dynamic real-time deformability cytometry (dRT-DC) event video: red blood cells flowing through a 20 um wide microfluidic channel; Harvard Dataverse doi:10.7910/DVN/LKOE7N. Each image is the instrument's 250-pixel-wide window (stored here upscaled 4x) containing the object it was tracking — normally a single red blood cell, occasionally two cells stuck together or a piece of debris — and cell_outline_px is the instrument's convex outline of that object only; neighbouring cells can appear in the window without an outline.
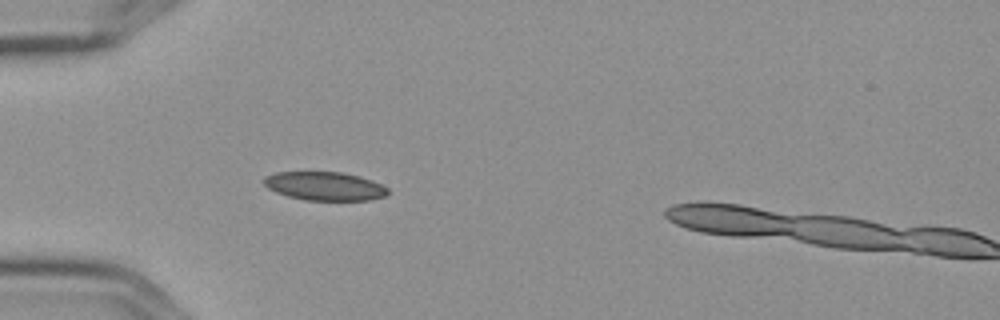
{"species": "Egyptian fruit bat (a non-hibernating species)", "species_latin": "Rousettus aegyptiacus", "temperature_condition": "cold", "stored_images_in_passage": 6, "camera_frame_rate_fps": 3000, "um_per_image_px": 0.085, "frame": {"image": 1, "passage_image": 5, "time_ms": 1.333, "image_size_px": [1000, 320], "cell_outline_px": [[388, 192], [384, 196], [368, 200], [304, 200], [288, 196], [276, 192], [268, 188], [264, 184], [264, 176], [276, 172], [344, 172], [360, 176], [372, 180], [388, 188]], "centroid_in_image_um": [27.59, 15.81], "position_along_channel_um": 57.4, "area_um2": 20.63}}